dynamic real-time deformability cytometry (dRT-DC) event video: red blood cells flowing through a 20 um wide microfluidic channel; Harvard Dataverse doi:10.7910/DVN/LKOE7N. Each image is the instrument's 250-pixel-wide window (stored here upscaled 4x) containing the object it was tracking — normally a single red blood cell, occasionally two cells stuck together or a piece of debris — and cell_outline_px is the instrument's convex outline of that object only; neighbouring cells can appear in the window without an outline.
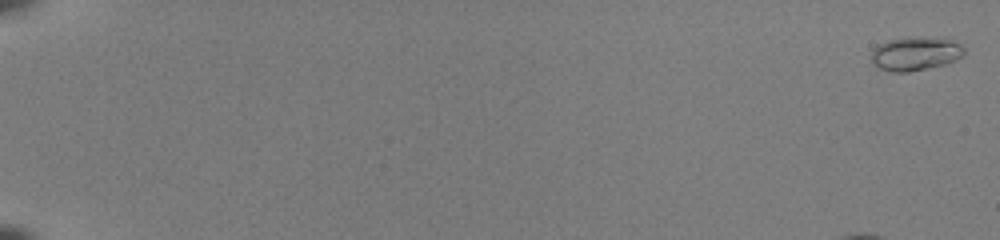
{"species": "common noctule bat (a hibernating species)", "species_latin": "Nyctalus noctula", "temperature_condition": "room temperature", "stored_images_in_passage": 53, "camera_frame_rate_fps": 3000, "um_per_image_px": 0.085, "animal": {"sex": "female", "body_mass_g": 22.0, "forearm_length_mm": 56.7}, "frame": {"image": 1, "passage_image": 1, "time_ms": 0.0, "image_size_px": [1000, 240], "cell_outline_px": [[964, 56], [956, 60], [944, 64], [908, 72], [888, 72], [872, 64], [872, 52], [880, 44], [888, 40], [952, 40], [960, 44], [964, 48]], "centroid_in_image_um": [77.8, 4.63], "position_along_channel_um": 7.2, "area_um2": 17.22}, "authors_computed_cell_mechanics": {"area_um2": 19.363, "velocity_mm_per_s": 4.0621, "shape_relaxation_time_tau1_ms": 2.9667, "shape_relaxation_time_tau2_ms": 1.1103, "deformation_change_tau1": 0.0994, "deformation_change_tau2": 0.0604}}